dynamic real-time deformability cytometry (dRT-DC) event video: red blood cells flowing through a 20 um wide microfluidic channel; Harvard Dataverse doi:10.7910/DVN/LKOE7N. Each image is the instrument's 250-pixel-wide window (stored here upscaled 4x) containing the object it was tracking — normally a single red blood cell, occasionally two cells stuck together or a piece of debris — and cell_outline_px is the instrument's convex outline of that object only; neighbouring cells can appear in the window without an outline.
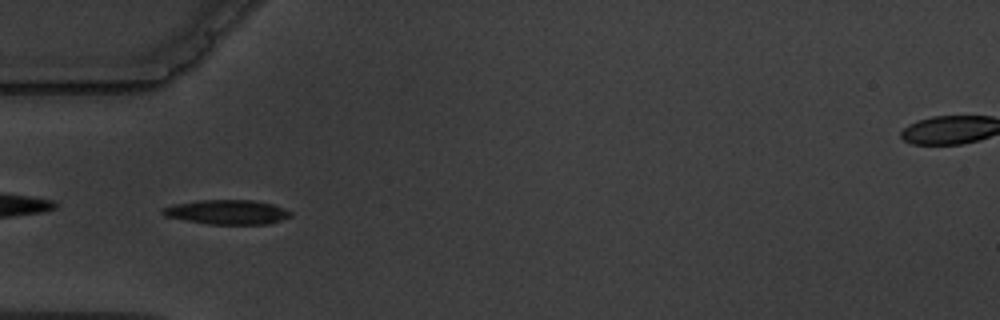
{"species": "common noctule bat (a hibernating species)", "species_latin": "Nyctalus noctula", "temperature_condition": "warm", "stored_images_in_passage": 6, "camera_frame_rate_fps": 3000, "um_per_image_px": 0.085, "animal": {"sex": "male", "body_mass_g": 19.5, "forearm_length_mm": 54.6}, "frame": {"image": 1, "passage_image": 5, "time_ms": 4.667, "image_size_px": [1000, 320], "cell_outline_px": [[292, 216], [268, 224], [212, 224], [164, 216], [160, 212], [160, 208], [176, 204], [200, 200], [252, 200], [272, 204], [284, 208], [292, 212]], "centroid_in_image_um": [19.32, 18.02], "position_along_channel_um": 65.7, "area_um2": 18.09}}
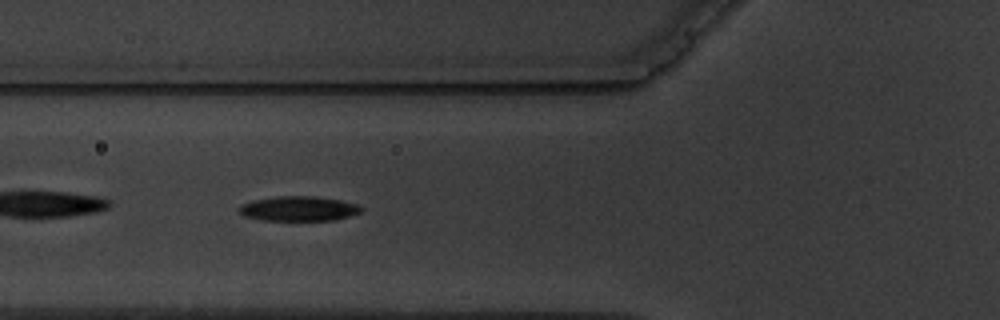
{"frame": {"image": 2, "passage_image": 6, "time_ms": 5.667, "image_size_px": [1000, 320], "cell_outline_px": [[364, 208], [360, 212], [336, 220], [264, 220], [244, 216], [236, 208], [240, 204], [252, 200], [276, 196], [316, 196], [340, 200], [360, 204]], "centroid_in_image_um": [25.38, 17.72], "position_along_channel_um": 100.4, "area_um2": 17.8}}